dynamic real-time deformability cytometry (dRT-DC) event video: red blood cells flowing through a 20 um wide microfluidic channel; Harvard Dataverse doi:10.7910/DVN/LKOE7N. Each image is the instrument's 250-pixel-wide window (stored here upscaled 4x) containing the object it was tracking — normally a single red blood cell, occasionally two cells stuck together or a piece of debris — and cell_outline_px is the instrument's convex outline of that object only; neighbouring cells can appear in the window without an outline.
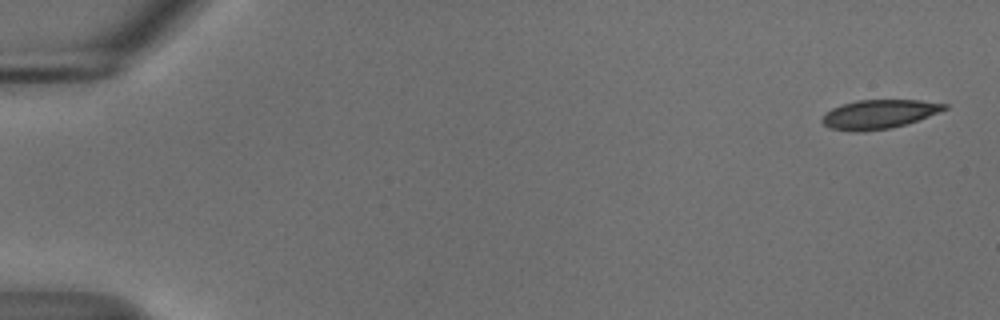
{"species": "common noctule bat (a hibernating species)", "species_latin": "Nyctalus noctula", "temperature_condition": "cold", "stored_images_in_passage": 54, "camera_frame_rate_fps": 3000, "um_per_image_px": 0.085, "animal": {"sex": "male", "body_mass_g": 18.8}, "frame": {"image": 1, "passage_image": 1, "time_ms": 0.0, "image_size_px": [1000, 320], "cell_outline_px": [[948, 108], [928, 116], [892, 128], [860, 132], [848, 132], [828, 128], [820, 120], [824, 112], [832, 108], [856, 100], [920, 100], [948, 104]], "centroid_in_image_um": [74.64, 9.72], "position_along_channel_um": 10.4, "area_um2": 20.75}}
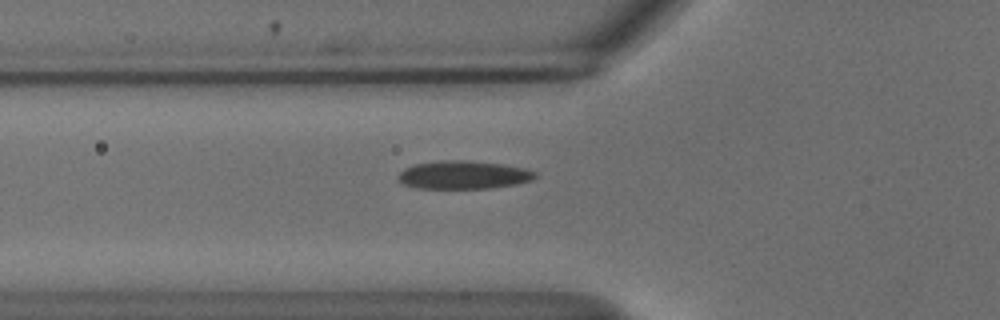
{"frame": {"image": 2, "passage_image": 19, "time_ms": 6.0, "image_size_px": [1000, 320], "cell_outline_px": [[536, 176], [532, 180], [516, 184], [492, 188], [416, 188], [404, 184], [396, 176], [404, 168], [412, 164], [440, 160], [468, 160], [504, 164], [524, 168], [536, 172]], "centroid_in_image_um": [39.38, 14.85], "position_along_channel_um": 86.4, "area_um2": 22.66}}
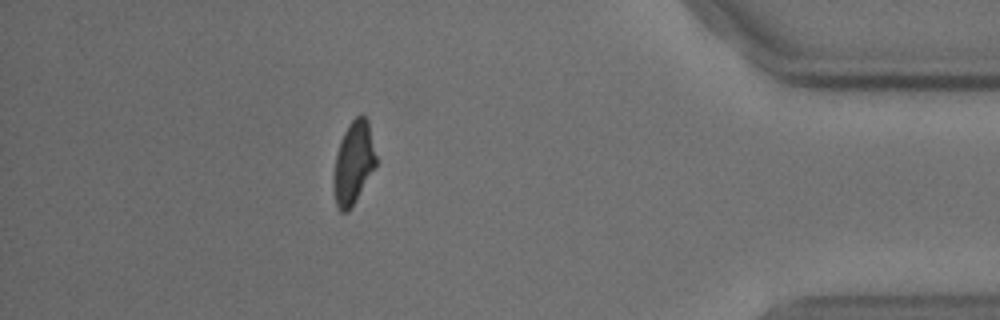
{"frame": {"image": 3, "passage_image": 48, "time_ms": 15.667, "image_size_px": [1000, 320], "cell_outline_px": [[376, 164], [356, 200], [348, 212], [340, 212], [336, 204], [332, 180], [336, 152], [340, 140], [348, 124], [360, 112], [368, 120], [376, 156]], "centroid_in_image_um": [30.02, 13.82], "position_along_channel_um": 405.2, "area_um2": 20.46}, "authors_computed_cell_mechanics": {"area_um2": 21.8195, "velocity_mm_per_s": 3.69, "shape_relaxation_time_tau1_ms": 3.1057, "shape_relaxation_time_tau2_ms": 2.9264, "deformation_change_tau1": 0.1203, "deformation_change_tau2": 0.0864}}